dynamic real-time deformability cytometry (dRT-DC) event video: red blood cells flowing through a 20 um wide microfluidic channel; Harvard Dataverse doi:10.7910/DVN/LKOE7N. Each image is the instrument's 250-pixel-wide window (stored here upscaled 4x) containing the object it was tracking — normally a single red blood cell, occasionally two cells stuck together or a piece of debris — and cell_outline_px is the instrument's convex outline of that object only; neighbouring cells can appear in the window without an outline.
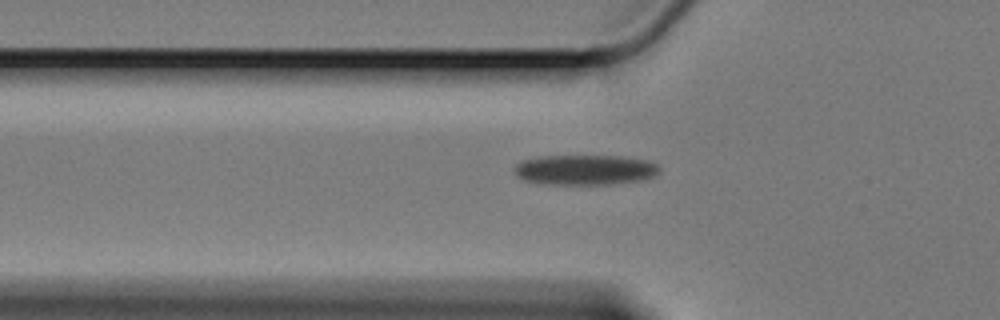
{"species": "Egyptian fruit bat (a non-hibernating species)", "species_latin": "Rousettus aegyptiacus", "temperature_condition": "cold", "stored_images_in_passage": 36, "camera_frame_rate_fps": 3000, "um_per_image_px": 0.085, "animal": {"sex": "female"}, "frame": {"image": 1, "passage_image": 2, "time_ms": 0.333, "image_size_px": [1000, 320], "cell_outline_px": [[660, 168], [652, 176], [644, 180], [616, 184], [540, 184], [524, 180], [516, 176], [516, 164], [520, 160], [536, 156], [620, 156], [644, 160], [656, 164]], "centroid_in_image_um": [49.67, 14.44], "position_along_channel_um": 76.1, "area_um2": 25.55}}
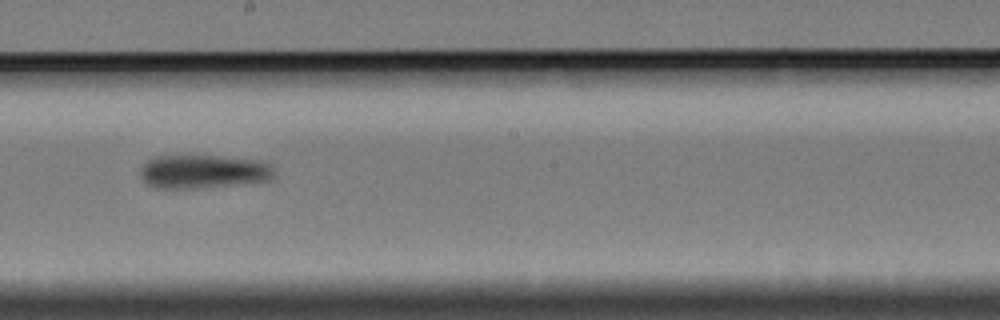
{"frame": {"image": 2, "passage_image": 16, "time_ms": 5.0, "image_size_px": [1000, 320], "cell_outline_px": [[272, 180], [196, 188], [156, 188], [148, 184], [144, 180], [140, 172], [144, 164], [148, 160], [156, 156], [216, 156], [260, 160], [272, 164]], "centroid_in_image_um": [17.29, 14.58], "position_along_channel_um": 230.9, "area_um2": 25.89}}
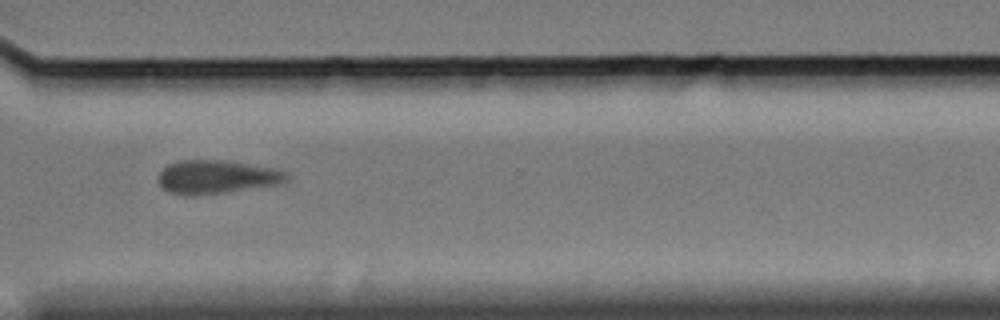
{"frame": {"image": 3, "passage_image": 27, "time_ms": 8.667, "image_size_px": [1000, 320], "cell_outline_px": [[288, 180], [280, 184], [200, 196], [184, 196], [168, 192], [160, 188], [156, 180], [156, 176], [168, 164], [180, 160], [224, 160], [272, 168], [284, 172], [288, 176]], "centroid_in_image_um": [18.32, 15.06], "position_along_channel_um": 352.3, "area_um2": 25.43}, "authors_computed_cell_mechanics": {"area_um2": 25.7499, "velocity_mm_per_s": 3.3083, "shape_relaxation_time_tau1_ms": 4.4473, "shape_relaxation_time_tau2_ms": 8.0035, "deformation_change_tau1": 0.082, "deformation_change_tau2": 0.1388}}